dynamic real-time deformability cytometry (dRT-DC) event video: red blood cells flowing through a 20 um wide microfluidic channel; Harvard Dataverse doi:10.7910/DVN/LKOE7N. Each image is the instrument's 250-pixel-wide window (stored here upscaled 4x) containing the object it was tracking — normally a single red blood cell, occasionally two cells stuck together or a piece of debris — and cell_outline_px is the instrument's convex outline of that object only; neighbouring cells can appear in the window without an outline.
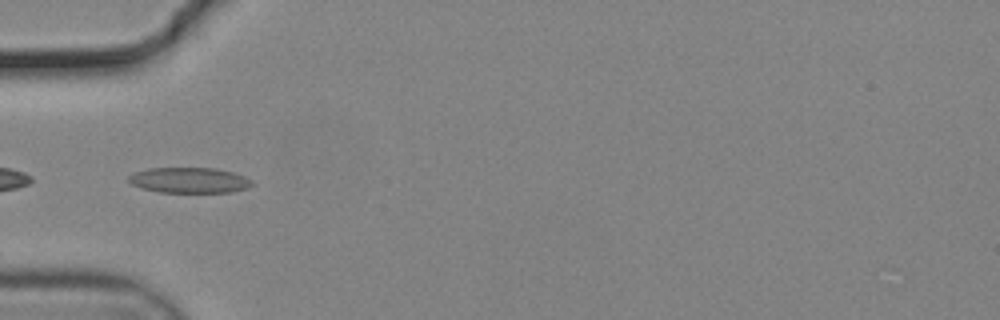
{"species": "common noctule bat (a hibernating species)", "species_latin": "Nyctalus noctula", "temperature_condition": "cold", "stored_images_in_passage": 4, "camera_frame_rate_fps": 3000, "um_per_image_px": 0.085, "animal": {"sex": "male", "body_mass_g": 19.2, "forearm_length_mm": 51.8}, "frame": {"image": 1, "passage_image": 1, "time_ms": 0.0, "image_size_px": [1000, 320], "cell_outline_px": [[256, 184], [248, 188], [232, 192], [160, 192], [144, 188], [132, 184], [128, 180], [128, 176], [136, 172], [148, 168], [216, 168], [232, 172], [244, 176], [252, 180]], "centroid_in_image_um": [16.15, 15.32], "position_along_channel_um": 68.8, "area_um2": 18.32}}